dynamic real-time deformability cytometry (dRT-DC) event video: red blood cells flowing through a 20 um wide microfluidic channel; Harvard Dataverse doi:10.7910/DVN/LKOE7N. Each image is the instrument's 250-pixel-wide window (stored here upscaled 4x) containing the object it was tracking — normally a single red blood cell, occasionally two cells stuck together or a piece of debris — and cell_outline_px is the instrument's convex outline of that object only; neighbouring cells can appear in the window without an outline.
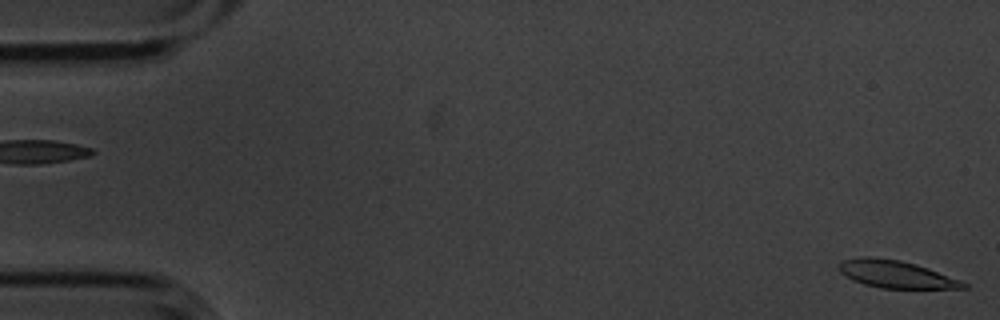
{"species": "common noctule bat (a hibernating species)", "species_latin": "Nyctalus noctula", "temperature_condition": "cold", "stored_images_in_passage": 5, "camera_frame_rate_fps": 3000, "um_per_image_px": 0.085, "animal": {"sex": "male", "body_mass_g": 20.1, "forearm_length_mm": 53.5}, "frame": {"image": 1, "passage_image": 1, "time_ms": 0.0, "image_size_px": [1000, 320], "cell_outline_px": [[968, 288], [880, 288], [864, 284], [852, 280], [840, 272], [836, 264], [844, 260], [860, 256], [872, 256], [900, 260], [916, 264], [928, 268], [960, 280], [968, 284]], "centroid_in_image_um": [76.1, 23.29], "position_along_channel_um": 8.9, "area_um2": 19.94}}
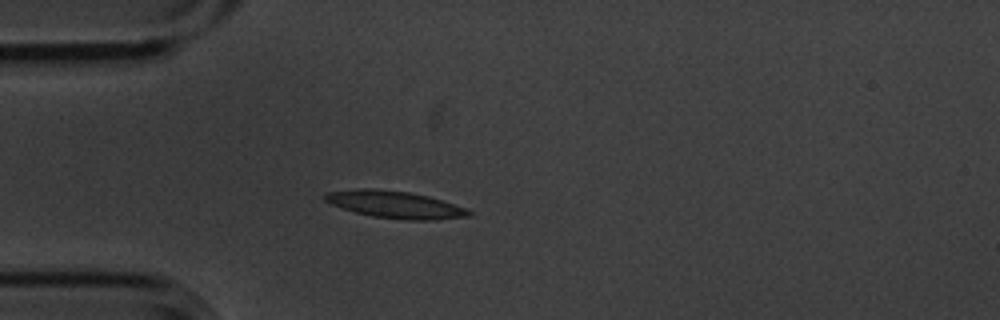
{"frame": {"image": 2, "passage_image": 5, "time_ms": 1.333, "image_size_px": [1000, 320], "cell_outline_px": [[472, 216], [436, 220], [404, 220], [372, 216], [356, 212], [332, 204], [324, 200], [324, 196], [328, 192], [356, 188], [372, 188], [408, 192], [428, 196], [464, 208], [472, 212]], "centroid_in_image_um": [33.58, 17.39], "position_along_channel_um": 51.4, "area_um2": 22.54}}